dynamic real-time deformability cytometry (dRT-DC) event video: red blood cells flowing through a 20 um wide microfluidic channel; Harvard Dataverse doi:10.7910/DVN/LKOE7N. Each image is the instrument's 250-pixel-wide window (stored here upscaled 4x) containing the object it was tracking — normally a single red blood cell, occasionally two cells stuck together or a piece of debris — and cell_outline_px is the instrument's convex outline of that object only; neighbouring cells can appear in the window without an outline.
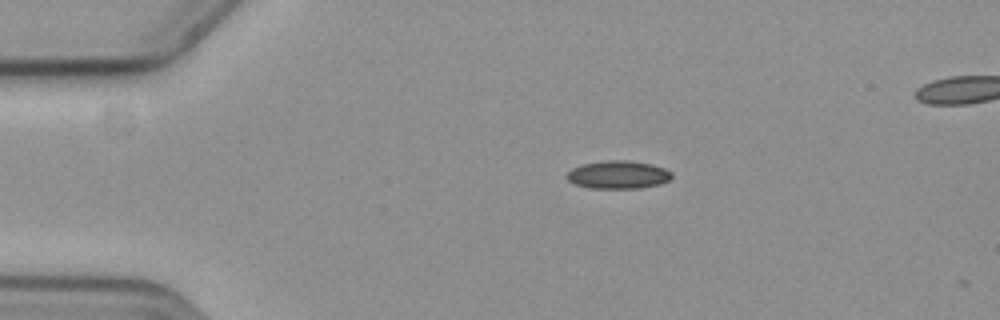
{"species": "common noctule bat (a hibernating species)", "species_latin": "Nyctalus noctula", "temperature_condition": "cold", "stored_images_in_passage": 7, "camera_frame_rate_fps": 3000, "um_per_image_px": 0.085, "animal": {"sex": "female", "body_mass_g": 19.3, "forearm_length_mm": 54.1}, "frame": {"image": 1, "passage_image": 1, "time_ms": 0.0, "image_size_px": [1000, 320], "cell_outline_px": [[672, 176], [668, 180], [656, 184], [636, 188], [592, 188], [576, 184], [568, 180], [568, 172], [572, 168], [580, 164], [604, 160], [628, 160], [652, 164], [664, 168], [672, 172]], "centroid_in_image_um": [52.53, 14.83], "position_along_channel_um": 32.5, "area_um2": 16.94}}